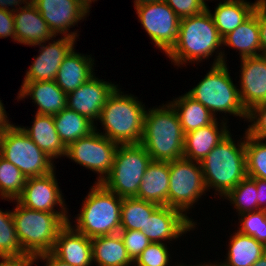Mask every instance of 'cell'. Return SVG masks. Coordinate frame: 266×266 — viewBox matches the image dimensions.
<instances>
[{
	"label": "cell",
	"instance_id": "obj_35",
	"mask_svg": "<svg viewBox=\"0 0 266 266\" xmlns=\"http://www.w3.org/2000/svg\"><path fill=\"white\" fill-rule=\"evenodd\" d=\"M27 178L11 162L0 156V197L2 200H16L22 193Z\"/></svg>",
	"mask_w": 266,
	"mask_h": 266
},
{
	"label": "cell",
	"instance_id": "obj_36",
	"mask_svg": "<svg viewBox=\"0 0 266 266\" xmlns=\"http://www.w3.org/2000/svg\"><path fill=\"white\" fill-rule=\"evenodd\" d=\"M245 132L246 174L266 180V140L253 138Z\"/></svg>",
	"mask_w": 266,
	"mask_h": 266
},
{
	"label": "cell",
	"instance_id": "obj_22",
	"mask_svg": "<svg viewBox=\"0 0 266 266\" xmlns=\"http://www.w3.org/2000/svg\"><path fill=\"white\" fill-rule=\"evenodd\" d=\"M218 118L211 124L186 133L184 136L183 157L201 162L212 149L230 132L224 120Z\"/></svg>",
	"mask_w": 266,
	"mask_h": 266
},
{
	"label": "cell",
	"instance_id": "obj_16",
	"mask_svg": "<svg viewBox=\"0 0 266 266\" xmlns=\"http://www.w3.org/2000/svg\"><path fill=\"white\" fill-rule=\"evenodd\" d=\"M118 87L111 81L99 79L93 76L86 83L67 94V108L86 117L95 126L109 96Z\"/></svg>",
	"mask_w": 266,
	"mask_h": 266
},
{
	"label": "cell",
	"instance_id": "obj_20",
	"mask_svg": "<svg viewBox=\"0 0 266 266\" xmlns=\"http://www.w3.org/2000/svg\"><path fill=\"white\" fill-rule=\"evenodd\" d=\"M73 266H93L91 238L77 232L69 223L59 232L51 251Z\"/></svg>",
	"mask_w": 266,
	"mask_h": 266
},
{
	"label": "cell",
	"instance_id": "obj_13",
	"mask_svg": "<svg viewBox=\"0 0 266 266\" xmlns=\"http://www.w3.org/2000/svg\"><path fill=\"white\" fill-rule=\"evenodd\" d=\"M32 3L55 36H68L76 40L79 32H71L70 28L78 26L84 18L87 20L91 11V7L83 0H33Z\"/></svg>",
	"mask_w": 266,
	"mask_h": 266
},
{
	"label": "cell",
	"instance_id": "obj_49",
	"mask_svg": "<svg viewBox=\"0 0 266 266\" xmlns=\"http://www.w3.org/2000/svg\"><path fill=\"white\" fill-rule=\"evenodd\" d=\"M201 263V264H200ZM203 262H199V263H197V264H195V265H193V266H223L220 262H218L217 260L214 262L213 261V263L212 262H210V261H208V263H203Z\"/></svg>",
	"mask_w": 266,
	"mask_h": 266
},
{
	"label": "cell",
	"instance_id": "obj_7",
	"mask_svg": "<svg viewBox=\"0 0 266 266\" xmlns=\"http://www.w3.org/2000/svg\"><path fill=\"white\" fill-rule=\"evenodd\" d=\"M229 71L231 70L227 67V63L211 65L206 75L186 93L200 102L215 117L219 112L222 120L226 122L229 120L227 115H234L233 117L246 121L248 111L242 104L239 86L234 84Z\"/></svg>",
	"mask_w": 266,
	"mask_h": 266
},
{
	"label": "cell",
	"instance_id": "obj_44",
	"mask_svg": "<svg viewBox=\"0 0 266 266\" xmlns=\"http://www.w3.org/2000/svg\"><path fill=\"white\" fill-rule=\"evenodd\" d=\"M39 260L45 263L43 266H73L57 258L52 252L40 254L34 259V264L38 263Z\"/></svg>",
	"mask_w": 266,
	"mask_h": 266
},
{
	"label": "cell",
	"instance_id": "obj_48",
	"mask_svg": "<svg viewBox=\"0 0 266 266\" xmlns=\"http://www.w3.org/2000/svg\"><path fill=\"white\" fill-rule=\"evenodd\" d=\"M5 106L0 99V134L3 133L7 128L11 127L14 123H11L8 113L5 110ZM10 120V122H9Z\"/></svg>",
	"mask_w": 266,
	"mask_h": 266
},
{
	"label": "cell",
	"instance_id": "obj_38",
	"mask_svg": "<svg viewBox=\"0 0 266 266\" xmlns=\"http://www.w3.org/2000/svg\"><path fill=\"white\" fill-rule=\"evenodd\" d=\"M170 248L167 243H151L133 262V266H171ZM171 259V260H170ZM176 263L172 266H178Z\"/></svg>",
	"mask_w": 266,
	"mask_h": 266
},
{
	"label": "cell",
	"instance_id": "obj_24",
	"mask_svg": "<svg viewBox=\"0 0 266 266\" xmlns=\"http://www.w3.org/2000/svg\"><path fill=\"white\" fill-rule=\"evenodd\" d=\"M169 161H151L142 178L136 198L168 206Z\"/></svg>",
	"mask_w": 266,
	"mask_h": 266
},
{
	"label": "cell",
	"instance_id": "obj_4",
	"mask_svg": "<svg viewBox=\"0 0 266 266\" xmlns=\"http://www.w3.org/2000/svg\"><path fill=\"white\" fill-rule=\"evenodd\" d=\"M185 133L177 112L169 103L146 108L140 144L153 161H174L183 157Z\"/></svg>",
	"mask_w": 266,
	"mask_h": 266
},
{
	"label": "cell",
	"instance_id": "obj_15",
	"mask_svg": "<svg viewBox=\"0 0 266 266\" xmlns=\"http://www.w3.org/2000/svg\"><path fill=\"white\" fill-rule=\"evenodd\" d=\"M55 38L33 45L39 47L38 55L33 57V63L26 70L23 82L55 80L64 58L77 44L76 39L68 36Z\"/></svg>",
	"mask_w": 266,
	"mask_h": 266
},
{
	"label": "cell",
	"instance_id": "obj_32",
	"mask_svg": "<svg viewBox=\"0 0 266 266\" xmlns=\"http://www.w3.org/2000/svg\"><path fill=\"white\" fill-rule=\"evenodd\" d=\"M159 205L136 197H125L121 206V230L145 232V224Z\"/></svg>",
	"mask_w": 266,
	"mask_h": 266
},
{
	"label": "cell",
	"instance_id": "obj_12",
	"mask_svg": "<svg viewBox=\"0 0 266 266\" xmlns=\"http://www.w3.org/2000/svg\"><path fill=\"white\" fill-rule=\"evenodd\" d=\"M117 146L116 142L94 130L72 142L67 147L66 158L97 173L95 183H102L111 172Z\"/></svg>",
	"mask_w": 266,
	"mask_h": 266
},
{
	"label": "cell",
	"instance_id": "obj_30",
	"mask_svg": "<svg viewBox=\"0 0 266 266\" xmlns=\"http://www.w3.org/2000/svg\"><path fill=\"white\" fill-rule=\"evenodd\" d=\"M169 103L177 112L185 134L207 126L218 118L187 93L173 98Z\"/></svg>",
	"mask_w": 266,
	"mask_h": 266
},
{
	"label": "cell",
	"instance_id": "obj_51",
	"mask_svg": "<svg viewBox=\"0 0 266 266\" xmlns=\"http://www.w3.org/2000/svg\"><path fill=\"white\" fill-rule=\"evenodd\" d=\"M154 1H161V0H134V7L138 4L146 3V2H154Z\"/></svg>",
	"mask_w": 266,
	"mask_h": 266
},
{
	"label": "cell",
	"instance_id": "obj_45",
	"mask_svg": "<svg viewBox=\"0 0 266 266\" xmlns=\"http://www.w3.org/2000/svg\"><path fill=\"white\" fill-rule=\"evenodd\" d=\"M257 203L260 210H266V180L256 178Z\"/></svg>",
	"mask_w": 266,
	"mask_h": 266
},
{
	"label": "cell",
	"instance_id": "obj_11",
	"mask_svg": "<svg viewBox=\"0 0 266 266\" xmlns=\"http://www.w3.org/2000/svg\"><path fill=\"white\" fill-rule=\"evenodd\" d=\"M134 10L153 45L167 54L177 41L180 18L164 0L138 4Z\"/></svg>",
	"mask_w": 266,
	"mask_h": 266
},
{
	"label": "cell",
	"instance_id": "obj_54",
	"mask_svg": "<svg viewBox=\"0 0 266 266\" xmlns=\"http://www.w3.org/2000/svg\"><path fill=\"white\" fill-rule=\"evenodd\" d=\"M206 6L208 5L207 3H206V1H209V0H201ZM211 1V0H210ZM214 1V0H213ZM222 1H226V0H222Z\"/></svg>",
	"mask_w": 266,
	"mask_h": 266
},
{
	"label": "cell",
	"instance_id": "obj_27",
	"mask_svg": "<svg viewBox=\"0 0 266 266\" xmlns=\"http://www.w3.org/2000/svg\"><path fill=\"white\" fill-rule=\"evenodd\" d=\"M222 46L239 51L240 59L261 55L258 7L241 25L223 37Z\"/></svg>",
	"mask_w": 266,
	"mask_h": 266
},
{
	"label": "cell",
	"instance_id": "obj_19",
	"mask_svg": "<svg viewBox=\"0 0 266 266\" xmlns=\"http://www.w3.org/2000/svg\"><path fill=\"white\" fill-rule=\"evenodd\" d=\"M19 89L17 101L30 97L37 114L54 116L67 107V94L55 81L22 82Z\"/></svg>",
	"mask_w": 266,
	"mask_h": 266
},
{
	"label": "cell",
	"instance_id": "obj_50",
	"mask_svg": "<svg viewBox=\"0 0 266 266\" xmlns=\"http://www.w3.org/2000/svg\"><path fill=\"white\" fill-rule=\"evenodd\" d=\"M253 266H266V253L260 257Z\"/></svg>",
	"mask_w": 266,
	"mask_h": 266
},
{
	"label": "cell",
	"instance_id": "obj_41",
	"mask_svg": "<svg viewBox=\"0 0 266 266\" xmlns=\"http://www.w3.org/2000/svg\"><path fill=\"white\" fill-rule=\"evenodd\" d=\"M181 19L202 13L206 5L201 0H164Z\"/></svg>",
	"mask_w": 266,
	"mask_h": 266
},
{
	"label": "cell",
	"instance_id": "obj_40",
	"mask_svg": "<svg viewBox=\"0 0 266 266\" xmlns=\"http://www.w3.org/2000/svg\"><path fill=\"white\" fill-rule=\"evenodd\" d=\"M118 233L123 240L128 256L133 262L152 243L142 231L120 230Z\"/></svg>",
	"mask_w": 266,
	"mask_h": 266
},
{
	"label": "cell",
	"instance_id": "obj_53",
	"mask_svg": "<svg viewBox=\"0 0 266 266\" xmlns=\"http://www.w3.org/2000/svg\"><path fill=\"white\" fill-rule=\"evenodd\" d=\"M178 266H193V265H191V264H189V265L185 264V265H184V263H182V262L180 263V262H179V265H178Z\"/></svg>",
	"mask_w": 266,
	"mask_h": 266
},
{
	"label": "cell",
	"instance_id": "obj_23",
	"mask_svg": "<svg viewBox=\"0 0 266 266\" xmlns=\"http://www.w3.org/2000/svg\"><path fill=\"white\" fill-rule=\"evenodd\" d=\"M92 54H82L73 48L64 58L55 77L56 84L68 94L86 83L95 74V59ZM93 58V59H92Z\"/></svg>",
	"mask_w": 266,
	"mask_h": 266
},
{
	"label": "cell",
	"instance_id": "obj_1",
	"mask_svg": "<svg viewBox=\"0 0 266 266\" xmlns=\"http://www.w3.org/2000/svg\"><path fill=\"white\" fill-rule=\"evenodd\" d=\"M222 39L210 12L205 9L198 15L180 19L177 41L166 56L172 65L180 68H186L187 63L198 65L213 56L212 65L226 64Z\"/></svg>",
	"mask_w": 266,
	"mask_h": 266
},
{
	"label": "cell",
	"instance_id": "obj_34",
	"mask_svg": "<svg viewBox=\"0 0 266 266\" xmlns=\"http://www.w3.org/2000/svg\"><path fill=\"white\" fill-rule=\"evenodd\" d=\"M256 178L246 176L236 187L231 189L222 199H227L238 214L237 216L260 210L257 203Z\"/></svg>",
	"mask_w": 266,
	"mask_h": 266
},
{
	"label": "cell",
	"instance_id": "obj_9",
	"mask_svg": "<svg viewBox=\"0 0 266 266\" xmlns=\"http://www.w3.org/2000/svg\"><path fill=\"white\" fill-rule=\"evenodd\" d=\"M0 156L15 165L26 178L48 175L56 169L54 161L15 124L0 134Z\"/></svg>",
	"mask_w": 266,
	"mask_h": 266
},
{
	"label": "cell",
	"instance_id": "obj_8",
	"mask_svg": "<svg viewBox=\"0 0 266 266\" xmlns=\"http://www.w3.org/2000/svg\"><path fill=\"white\" fill-rule=\"evenodd\" d=\"M152 158L141 144L118 145L109 175L102 184L119 197H136Z\"/></svg>",
	"mask_w": 266,
	"mask_h": 266
},
{
	"label": "cell",
	"instance_id": "obj_3",
	"mask_svg": "<svg viewBox=\"0 0 266 266\" xmlns=\"http://www.w3.org/2000/svg\"><path fill=\"white\" fill-rule=\"evenodd\" d=\"M145 103L117 87L102 108L95 130L118 145L140 144L143 135Z\"/></svg>",
	"mask_w": 266,
	"mask_h": 266
},
{
	"label": "cell",
	"instance_id": "obj_31",
	"mask_svg": "<svg viewBox=\"0 0 266 266\" xmlns=\"http://www.w3.org/2000/svg\"><path fill=\"white\" fill-rule=\"evenodd\" d=\"M53 119L58 136L66 147L95 130L90 120L67 107L55 114Z\"/></svg>",
	"mask_w": 266,
	"mask_h": 266
},
{
	"label": "cell",
	"instance_id": "obj_14",
	"mask_svg": "<svg viewBox=\"0 0 266 266\" xmlns=\"http://www.w3.org/2000/svg\"><path fill=\"white\" fill-rule=\"evenodd\" d=\"M16 200L32 210L68 213L62 189L58 185L56 169L48 175L27 178L23 191Z\"/></svg>",
	"mask_w": 266,
	"mask_h": 266
},
{
	"label": "cell",
	"instance_id": "obj_43",
	"mask_svg": "<svg viewBox=\"0 0 266 266\" xmlns=\"http://www.w3.org/2000/svg\"><path fill=\"white\" fill-rule=\"evenodd\" d=\"M258 25L260 28L261 55L266 57V0L258 6Z\"/></svg>",
	"mask_w": 266,
	"mask_h": 266
},
{
	"label": "cell",
	"instance_id": "obj_52",
	"mask_svg": "<svg viewBox=\"0 0 266 266\" xmlns=\"http://www.w3.org/2000/svg\"><path fill=\"white\" fill-rule=\"evenodd\" d=\"M84 2H86L90 7H92V2H96L97 0H83Z\"/></svg>",
	"mask_w": 266,
	"mask_h": 266
},
{
	"label": "cell",
	"instance_id": "obj_2",
	"mask_svg": "<svg viewBox=\"0 0 266 266\" xmlns=\"http://www.w3.org/2000/svg\"><path fill=\"white\" fill-rule=\"evenodd\" d=\"M229 132L200 162L207 191L212 189L219 200L246 176L245 133L240 140Z\"/></svg>",
	"mask_w": 266,
	"mask_h": 266
},
{
	"label": "cell",
	"instance_id": "obj_10",
	"mask_svg": "<svg viewBox=\"0 0 266 266\" xmlns=\"http://www.w3.org/2000/svg\"><path fill=\"white\" fill-rule=\"evenodd\" d=\"M169 171L168 206L181 211L198 226L197 220L194 221L187 214L202 199V195L206 196L208 192L200 162L182 157L169 161Z\"/></svg>",
	"mask_w": 266,
	"mask_h": 266
},
{
	"label": "cell",
	"instance_id": "obj_37",
	"mask_svg": "<svg viewBox=\"0 0 266 266\" xmlns=\"http://www.w3.org/2000/svg\"><path fill=\"white\" fill-rule=\"evenodd\" d=\"M238 220L237 229L240 233L254 237L266 246V210L243 213Z\"/></svg>",
	"mask_w": 266,
	"mask_h": 266
},
{
	"label": "cell",
	"instance_id": "obj_18",
	"mask_svg": "<svg viewBox=\"0 0 266 266\" xmlns=\"http://www.w3.org/2000/svg\"><path fill=\"white\" fill-rule=\"evenodd\" d=\"M240 60L238 89L242 104L249 111L266 102V57L258 55Z\"/></svg>",
	"mask_w": 266,
	"mask_h": 266
},
{
	"label": "cell",
	"instance_id": "obj_42",
	"mask_svg": "<svg viewBox=\"0 0 266 266\" xmlns=\"http://www.w3.org/2000/svg\"><path fill=\"white\" fill-rule=\"evenodd\" d=\"M12 38L16 42L13 12L0 9V39Z\"/></svg>",
	"mask_w": 266,
	"mask_h": 266
},
{
	"label": "cell",
	"instance_id": "obj_6",
	"mask_svg": "<svg viewBox=\"0 0 266 266\" xmlns=\"http://www.w3.org/2000/svg\"><path fill=\"white\" fill-rule=\"evenodd\" d=\"M82 200L81 210L74 216L76 224L68 223L88 238L117 234L121 230L122 197L108 190L102 183L90 187Z\"/></svg>",
	"mask_w": 266,
	"mask_h": 266
},
{
	"label": "cell",
	"instance_id": "obj_29",
	"mask_svg": "<svg viewBox=\"0 0 266 266\" xmlns=\"http://www.w3.org/2000/svg\"><path fill=\"white\" fill-rule=\"evenodd\" d=\"M91 247L96 266H133L119 233L94 237Z\"/></svg>",
	"mask_w": 266,
	"mask_h": 266
},
{
	"label": "cell",
	"instance_id": "obj_25",
	"mask_svg": "<svg viewBox=\"0 0 266 266\" xmlns=\"http://www.w3.org/2000/svg\"><path fill=\"white\" fill-rule=\"evenodd\" d=\"M32 126H20L31 140L53 161L66 157L67 147L63 144L55 129L52 115L35 113Z\"/></svg>",
	"mask_w": 266,
	"mask_h": 266
},
{
	"label": "cell",
	"instance_id": "obj_33",
	"mask_svg": "<svg viewBox=\"0 0 266 266\" xmlns=\"http://www.w3.org/2000/svg\"><path fill=\"white\" fill-rule=\"evenodd\" d=\"M0 258H31L22 248L15 229L12 210L0 208Z\"/></svg>",
	"mask_w": 266,
	"mask_h": 266
},
{
	"label": "cell",
	"instance_id": "obj_21",
	"mask_svg": "<svg viewBox=\"0 0 266 266\" xmlns=\"http://www.w3.org/2000/svg\"><path fill=\"white\" fill-rule=\"evenodd\" d=\"M13 15L17 44L33 46L56 37L32 2L19 8Z\"/></svg>",
	"mask_w": 266,
	"mask_h": 266
},
{
	"label": "cell",
	"instance_id": "obj_28",
	"mask_svg": "<svg viewBox=\"0 0 266 266\" xmlns=\"http://www.w3.org/2000/svg\"><path fill=\"white\" fill-rule=\"evenodd\" d=\"M228 242L223 266H253L266 253V246L254 237L235 230Z\"/></svg>",
	"mask_w": 266,
	"mask_h": 266
},
{
	"label": "cell",
	"instance_id": "obj_47",
	"mask_svg": "<svg viewBox=\"0 0 266 266\" xmlns=\"http://www.w3.org/2000/svg\"><path fill=\"white\" fill-rule=\"evenodd\" d=\"M28 2L29 0H0V9L14 13L19 8L25 6Z\"/></svg>",
	"mask_w": 266,
	"mask_h": 266
},
{
	"label": "cell",
	"instance_id": "obj_39",
	"mask_svg": "<svg viewBox=\"0 0 266 266\" xmlns=\"http://www.w3.org/2000/svg\"><path fill=\"white\" fill-rule=\"evenodd\" d=\"M246 133L253 138L266 140V102L253 106L247 114Z\"/></svg>",
	"mask_w": 266,
	"mask_h": 266
},
{
	"label": "cell",
	"instance_id": "obj_46",
	"mask_svg": "<svg viewBox=\"0 0 266 266\" xmlns=\"http://www.w3.org/2000/svg\"><path fill=\"white\" fill-rule=\"evenodd\" d=\"M32 258H0V266H33Z\"/></svg>",
	"mask_w": 266,
	"mask_h": 266
},
{
	"label": "cell",
	"instance_id": "obj_5",
	"mask_svg": "<svg viewBox=\"0 0 266 266\" xmlns=\"http://www.w3.org/2000/svg\"><path fill=\"white\" fill-rule=\"evenodd\" d=\"M12 210L16 233L23 250L35 259L51 252L59 232L71 220L69 213L36 211L22 206L17 200Z\"/></svg>",
	"mask_w": 266,
	"mask_h": 266
},
{
	"label": "cell",
	"instance_id": "obj_26",
	"mask_svg": "<svg viewBox=\"0 0 266 266\" xmlns=\"http://www.w3.org/2000/svg\"><path fill=\"white\" fill-rule=\"evenodd\" d=\"M217 3L214 12L206 6L210 12L213 22L223 38L241 25L259 6L263 0H256L254 3L247 0H226ZM212 12V13H211Z\"/></svg>",
	"mask_w": 266,
	"mask_h": 266
},
{
	"label": "cell",
	"instance_id": "obj_17",
	"mask_svg": "<svg viewBox=\"0 0 266 266\" xmlns=\"http://www.w3.org/2000/svg\"><path fill=\"white\" fill-rule=\"evenodd\" d=\"M196 228L198 227L181 211L169 206H159L147 219L143 233L152 243L170 245Z\"/></svg>",
	"mask_w": 266,
	"mask_h": 266
}]
</instances>
